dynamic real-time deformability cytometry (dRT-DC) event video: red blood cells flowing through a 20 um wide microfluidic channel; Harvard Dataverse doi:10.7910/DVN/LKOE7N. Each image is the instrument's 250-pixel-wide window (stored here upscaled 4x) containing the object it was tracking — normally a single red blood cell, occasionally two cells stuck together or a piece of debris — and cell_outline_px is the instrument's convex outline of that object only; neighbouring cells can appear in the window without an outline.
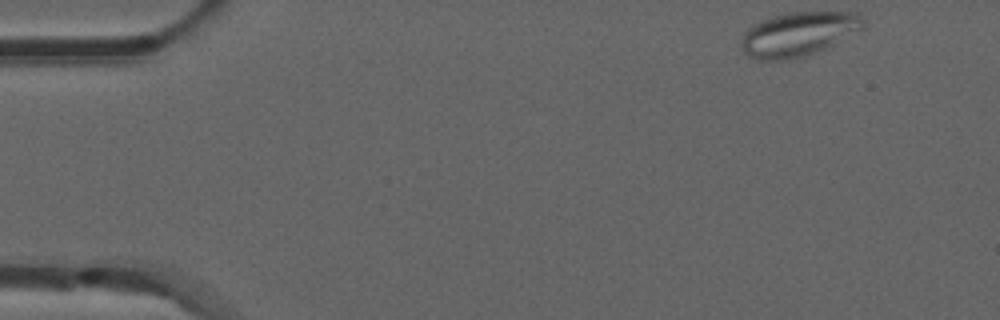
{"species": "common noctule bat (a hibernating species)", "species_latin": "Nyctalus noctula", "temperature_condition": "room temperature", "stored_images_in_passage": 49, "camera_frame_rate_fps": 3000, "um_per_image_px": 0.085, "animal": {"sex": "male", "forearm_length_mm": 52.5}, "frame": {"image": 1, "passage_image": 1, "time_ms": 0.0, "image_size_px": [1000, 320], "cell_outline_px": [[864, 24], [860, 28], [832, 44], [816, 52], [804, 56], [788, 60], [760, 60], [748, 56], [744, 52], [740, 44], [740, 40], [744, 32], [748, 28], [772, 16], [784, 12], [856, 12], [864, 20]], "centroid_in_image_um": [67.79, 2.89], "position_along_channel_um": 17.2, "area_um2": 30.98}}
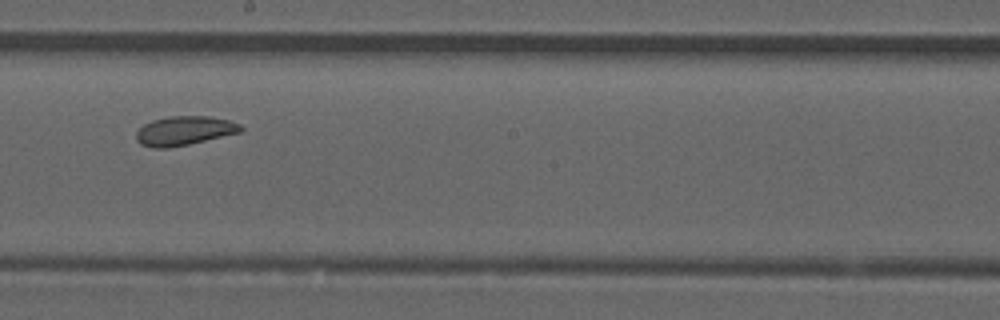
{"frame": {"image": 2, "passage_image": 26, "time_ms": 8.333, "image_size_px": [1000, 320], "cell_outline_px": [[244, 128], [240, 132], [188, 144], [164, 148], [152, 148], [140, 144], [136, 140], [136, 132], [144, 124], [152, 120], [172, 116], [208, 116], [228, 120], [240, 124]], "centroid_in_image_um": [15.64, 11.11], "position_along_channel_um": 232.6, "area_um2": 17.57}}
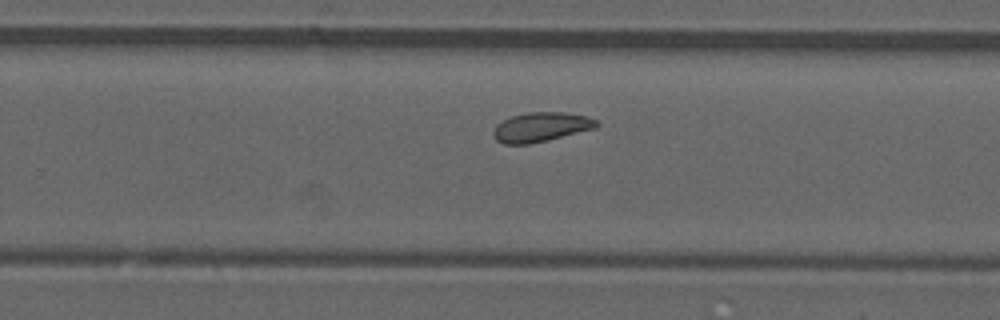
{"frame": {"image": 3, "passage_image": 30, "time_ms": 9.667, "image_size_px": [1000, 320], "cell_outline_px": [[600, 124], [596, 128], [548, 140], [528, 144], [504, 144], [496, 140], [492, 136], [492, 132], [496, 124], [512, 116], [528, 112], [564, 112], [588, 116], [596, 120]], "centroid_in_image_um": [45.98, 10.8], "position_along_channel_um": 283.8, "area_um2": 17.8}, "authors_computed_cell_mechanics": {"area_um2": 18.2648, "velocity_mm_per_s": 3.8611, "shape_relaxation_time_tau1_ms": null, "shape_relaxation_time_tau2_ms": 3.4598, "deformation_change_tau1": null, "deformation_change_tau2": 0.0797}}